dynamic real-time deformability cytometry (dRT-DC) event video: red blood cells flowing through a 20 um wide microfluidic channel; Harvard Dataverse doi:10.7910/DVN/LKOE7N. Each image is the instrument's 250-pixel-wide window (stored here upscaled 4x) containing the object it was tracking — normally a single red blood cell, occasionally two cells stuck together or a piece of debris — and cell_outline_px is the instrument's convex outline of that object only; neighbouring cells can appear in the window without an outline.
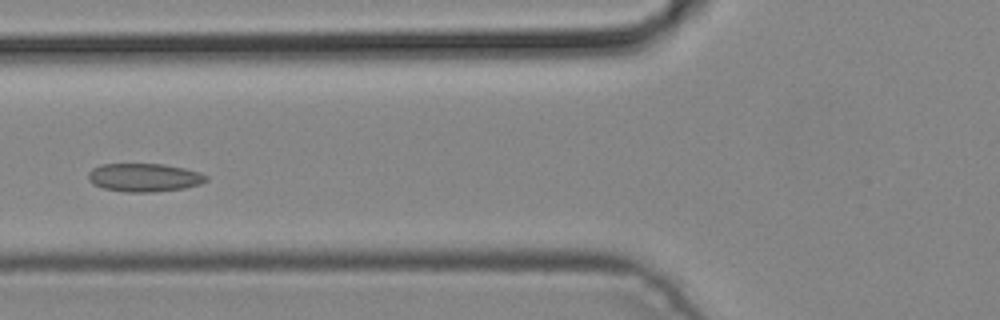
{"species": "common noctule bat (a hibernating species)", "species_latin": "Nyctalus noctula", "temperature_condition": "cold", "stored_images_in_passage": 6, "camera_frame_rate_fps": 3000, "um_per_image_px": 0.085, "animal": {"sex": "male", "body_mass_g": 19.2, "forearm_length_mm": 51.8}, "frame": {"image": 1, "passage_image": 5, "time_ms": 1.333, "image_size_px": [1000, 320], "cell_outline_px": [[208, 180], [200, 184], [184, 188], [152, 192], [124, 192], [104, 188], [92, 184], [88, 180], [88, 172], [92, 168], [100, 164], [164, 164], [184, 168], [200, 172], [208, 176]], "centroid_in_image_um": [12.24, 15.08], "position_along_channel_um": 113.6, "area_um2": 19.59}}
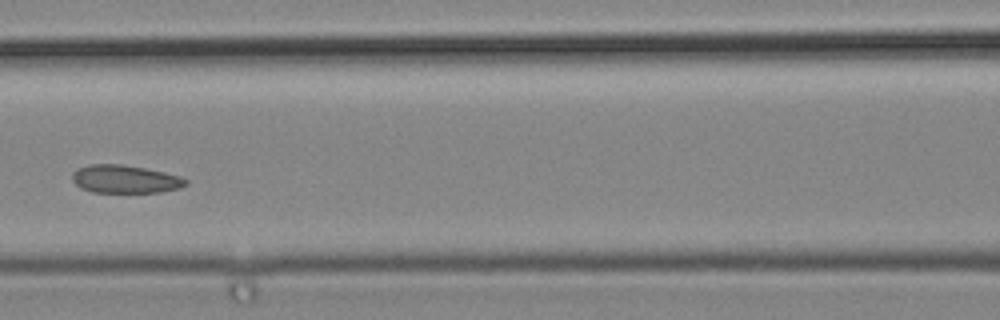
{"frame": {"image": 2, "passage_image": 6, "time_ms": 1.667, "image_size_px": [1000, 320], "cell_outline_px": [[188, 184], [180, 188], [160, 192], [92, 192], [80, 188], [72, 180], [72, 172], [76, 168], [88, 164], [120, 164], [144, 168], [164, 172], [180, 176], [188, 180]], "centroid_in_image_um": [10.61, 15.22], "position_along_channel_um": 156.0, "area_um2": 18.67}}